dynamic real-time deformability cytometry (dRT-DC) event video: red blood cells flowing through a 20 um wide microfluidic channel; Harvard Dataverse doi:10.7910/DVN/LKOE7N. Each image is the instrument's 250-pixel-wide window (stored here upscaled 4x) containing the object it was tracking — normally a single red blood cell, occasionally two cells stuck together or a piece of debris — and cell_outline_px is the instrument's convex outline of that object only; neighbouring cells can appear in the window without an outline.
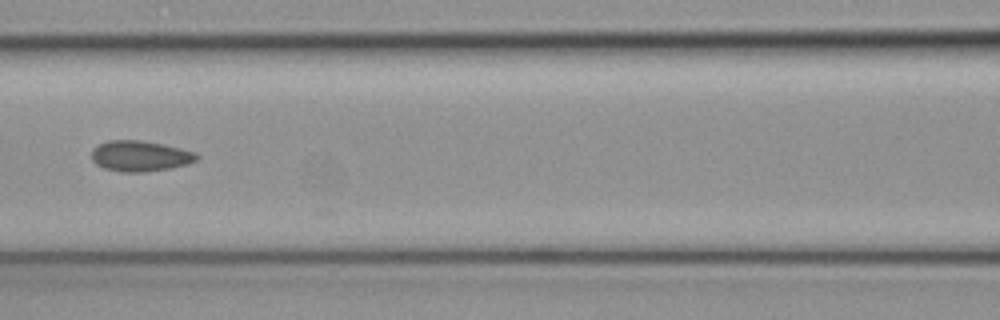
{"species": "common noctule bat (a hibernating species)", "species_latin": "Nyctalus noctula", "temperature_condition": "cold", "stored_images_in_passage": 21, "camera_frame_rate_fps": 3000, "um_per_image_px": 0.085, "animal": {"sex": "female", "body_mass_g": 19.3, "forearm_length_mm": 54.1}, "frame": {"image": 1, "passage_image": 20, "time_ms": 6.333, "image_size_px": [1000, 320], "cell_outline_px": [[200, 156], [196, 160], [188, 164], [168, 168], [144, 172], [120, 172], [104, 168], [96, 164], [92, 160], [92, 148], [108, 140], [140, 140], [164, 144], [196, 152]], "centroid_in_image_um": [11.91, 13.26], "position_along_channel_um": 154.7, "area_um2": 18.84}}